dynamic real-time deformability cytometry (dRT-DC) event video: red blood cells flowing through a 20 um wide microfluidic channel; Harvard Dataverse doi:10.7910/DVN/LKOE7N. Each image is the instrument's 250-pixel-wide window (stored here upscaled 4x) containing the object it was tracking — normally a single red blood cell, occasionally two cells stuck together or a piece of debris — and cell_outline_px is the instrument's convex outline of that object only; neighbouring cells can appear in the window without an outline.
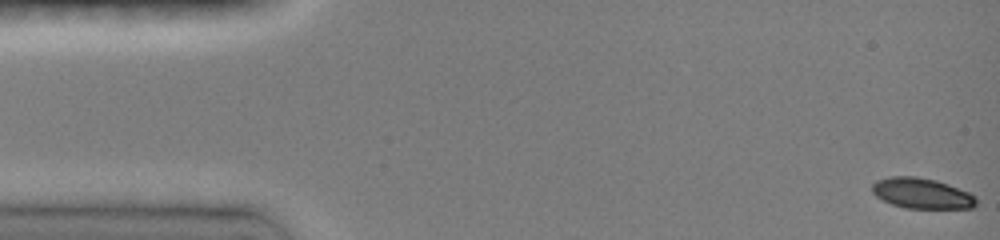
{"species": "common noctule bat (a hibernating species)", "species_latin": "Nyctalus noctula", "temperature_condition": "room temperature", "stored_images_in_passage": 28, "camera_frame_rate_fps": 3000, "um_per_image_px": 0.085, "animal": {"sex": "female", "body_mass_g": 19.0, "forearm_length_mm": 51.5}, "frame": {"image": 1, "passage_image": 1, "time_ms": 0.0, "image_size_px": [1000, 240], "cell_outline_px": [[976, 204], [972, 208], [904, 208], [892, 204], [876, 196], [872, 192], [872, 184], [876, 180], [888, 176], [916, 176], [936, 180], [948, 184], [968, 192], [976, 196]], "centroid_in_image_um": [78.33, 16.42], "position_along_channel_um": 6.7, "area_um2": 18.55}}
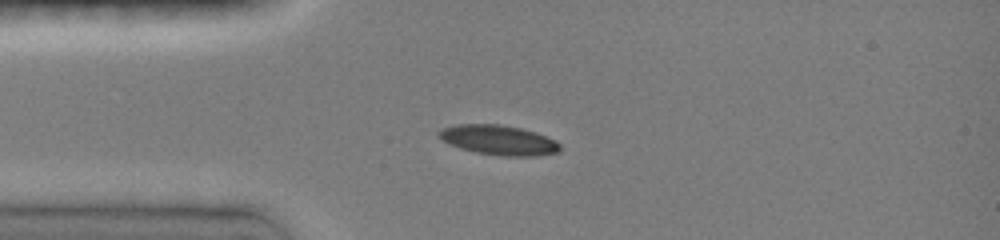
{"frame": {"image": 2, "passage_image": 12, "time_ms": 3.667, "image_size_px": [1000, 240], "cell_outline_px": [[560, 152], [536, 156], [504, 156], [476, 152], [460, 148], [448, 144], [436, 136], [436, 132], [440, 128], [456, 124], [500, 124], [520, 128], [536, 132], [556, 140], [560, 144]], "centroid_in_image_um": [42.35, 11.9], "position_along_channel_um": 42.6, "area_um2": 21.33}}
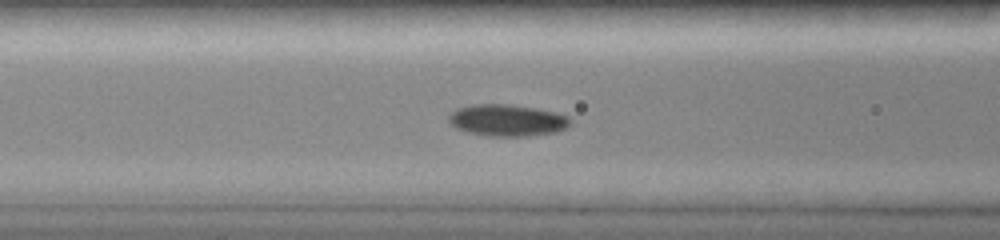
{"frame": {"image": 3, "passage_image": 18, "time_ms": 6.0, "image_size_px": [1000, 240], "cell_outline_px": [[572, 120], [564, 128], [556, 132], [524, 136], [488, 136], [468, 132], [456, 128], [448, 120], [448, 116], [456, 108], [472, 104], [508, 104], [536, 108], [556, 112], [568, 116]], "centroid_in_image_um": [43.09, 10.21], "position_along_channel_um": 123.5, "area_um2": 22.43}}